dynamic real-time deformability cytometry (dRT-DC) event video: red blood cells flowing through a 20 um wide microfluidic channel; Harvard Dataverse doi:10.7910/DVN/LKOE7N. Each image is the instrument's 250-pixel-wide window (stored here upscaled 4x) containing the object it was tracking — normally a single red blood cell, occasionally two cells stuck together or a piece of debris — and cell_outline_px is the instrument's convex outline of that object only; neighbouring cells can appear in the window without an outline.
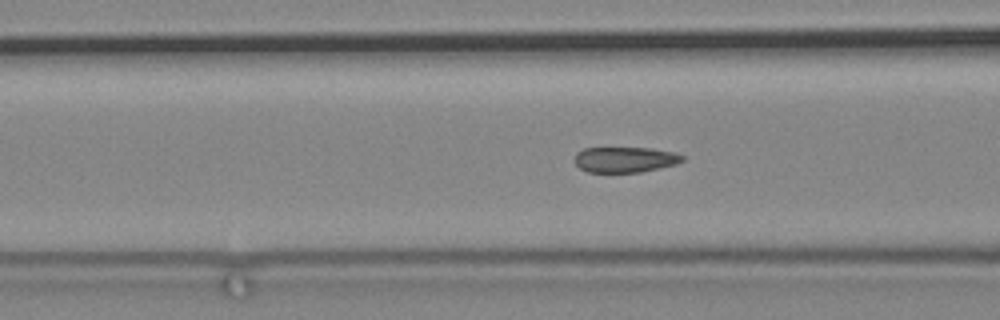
{"species": "common noctule bat (a hibernating species)", "species_latin": "Nyctalus noctula", "temperature_condition": "cold", "stored_images_in_passage": 47, "camera_frame_rate_fps": 3000, "um_per_image_px": 0.085, "animal": {"sex": "male", "body_mass_g": 19.2, "forearm_length_mm": 51.8}, "frame": {"image": 1, "passage_image": 6, "time_ms": 1.667, "image_size_px": [1000, 320], "cell_outline_px": [[684, 160], [676, 164], [640, 172], [588, 172], [580, 168], [576, 164], [576, 152], [584, 148], [652, 148], [676, 152], [684, 156]], "centroid_in_image_um": [53.15, 13.55], "position_along_channel_um": 113.4, "area_um2": 16.01}}
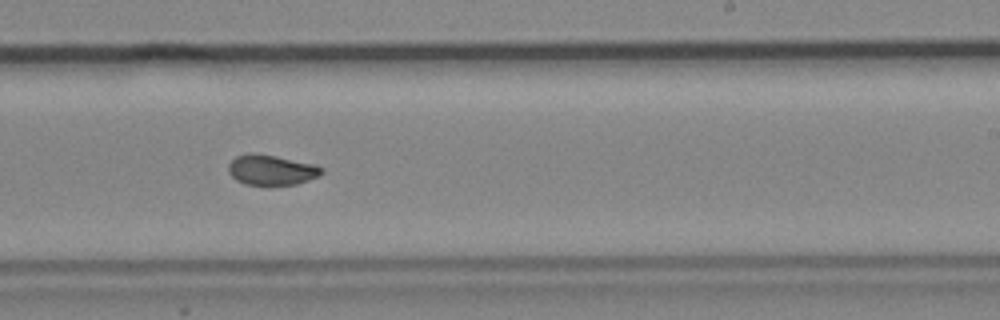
{"frame": {"image": 2, "passage_image": 21, "time_ms": 6.667, "image_size_px": [1000, 320], "cell_outline_px": [[324, 172], [308, 180], [296, 184], [244, 184], [236, 180], [228, 172], [228, 164], [236, 156], [248, 152], [256, 152], [316, 164], [324, 168]], "centroid_in_image_um": [23.05, 14.41], "position_along_channel_um": 265.9, "area_um2": 16.47}}
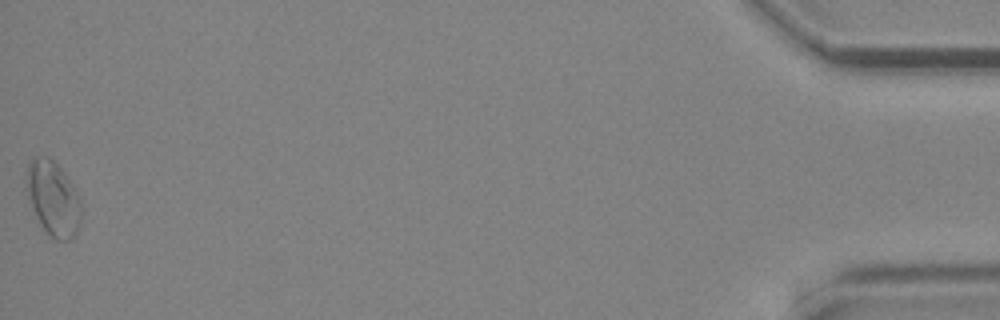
{"frame": {"image": 3, "passage_image": 47, "time_ms": 15.333, "image_size_px": [1000, 320], "cell_outline_px": [[80, 216], [76, 232], [68, 240], [56, 240], [40, 224], [36, 216], [28, 196], [28, 160], [36, 156], [48, 156], [64, 172], [76, 192], [80, 200]], "centroid_in_image_um": [4.51, 16.84], "position_along_channel_um": 430.7, "area_um2": 22.95}}